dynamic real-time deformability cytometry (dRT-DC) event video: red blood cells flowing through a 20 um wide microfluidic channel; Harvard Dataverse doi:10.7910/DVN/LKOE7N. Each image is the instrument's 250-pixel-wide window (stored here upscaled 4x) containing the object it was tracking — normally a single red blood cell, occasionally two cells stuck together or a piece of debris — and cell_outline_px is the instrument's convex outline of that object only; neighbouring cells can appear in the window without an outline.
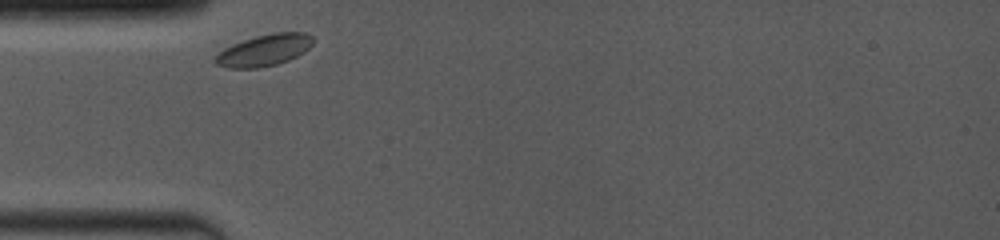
{"species": "common noctule bat (a hibernating species)", "species_latin": "Nyctalus noctula", "temperature_condition": "room temperature", "stored_images_in_passage": 35, "camera_frame_rate_fps": 4000, "um_per_image_px": 0.085, "animal": {"sex": "female", "body_mass_g": 19.0, "forearm_length_mm": 53.3}, "frame": {"image": 1, "passage_image": 2, "time_ms": 0.25, "image_size_px": [1000, 240], "cell_outline_px": [[312, 44], [304, 52], [288, 60], [276, 64], [260, 68], [228, 68], [216, 64], [216, 56], [224, 48], [232, 44], [256, 36], [276, 32], [304, 32], [312, 36]], "centroid_in_image_um": [22.47, 4.27], "position_along_channel_um": 62.5, "area_um2": 17.74}}
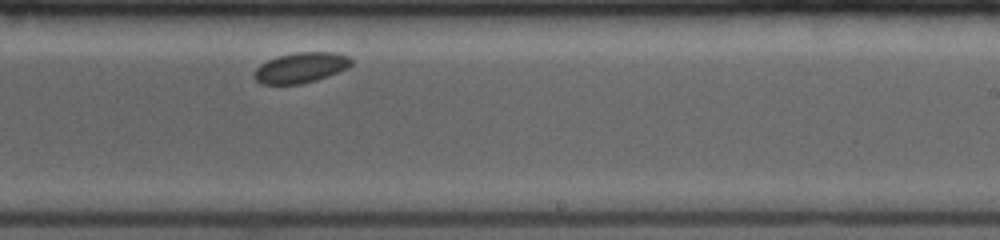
{"frame": {"image": 2, "passage_image": 20, "time_ms": 5.75, "image_size_px": [1000, 240], "cell_outline_px": [[352, 64], [348, 68], [316, 80], [300, 84], [260, 84], [252, 76], [252, 72], [260, 64], [276, 56], [296, 52], [332, 52], [348, 56], [352, 60]], "centroid_in_image_um": [25.53, 5.75], "position_along_channel_um": 263.5, "area_um2": 17.28}}
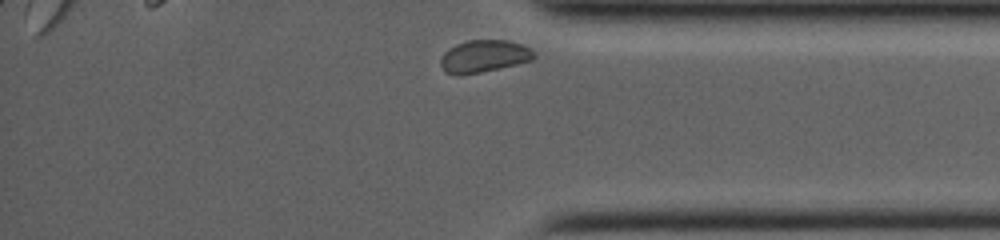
{"frame": {"image": 3, "passage_image": 34, "time_ms": 9.25, "image_size_px": [1000, 240], "cell_outline_px": [[536, 56], [532, 60], [500, 68], [460, 76], [456, 76], [444, 72], [440, 64], [440, 56], [444, 52], [456, 44], [468, 40], [508, 40], [520, 44], [536, 52]], "centroid_in_image_um": [41.1, 4.79], "position_along_channel_um": 394.1, "area_um2": 17.74}}